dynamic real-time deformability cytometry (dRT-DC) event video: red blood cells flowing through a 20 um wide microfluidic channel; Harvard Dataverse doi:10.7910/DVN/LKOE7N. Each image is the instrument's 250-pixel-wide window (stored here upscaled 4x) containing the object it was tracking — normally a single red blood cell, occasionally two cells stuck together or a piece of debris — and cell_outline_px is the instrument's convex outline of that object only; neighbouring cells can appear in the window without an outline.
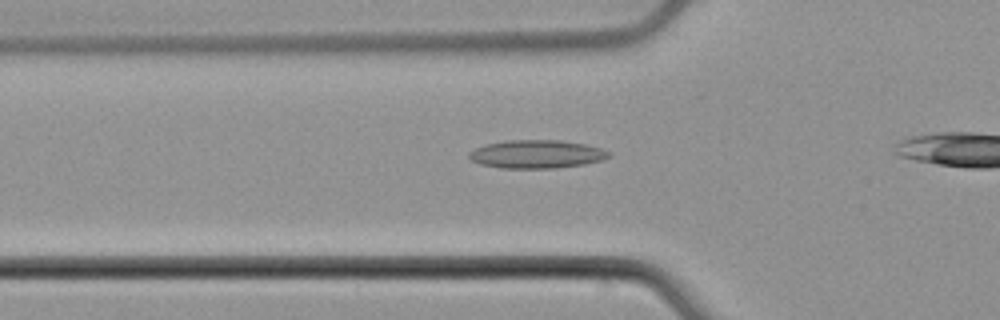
{"species": "common noctule bat (a hibernating species)", "species_latin": "Nyctalus noctula", "temperature_condition": "cold", "stored_images_in_passage": 34, "camera_frame_rate_fps": 3000, "um_per_image_px": 0.085, "animal": {"sex": "male", "body_mass_g": 21.5, "forearm_length_mm": 52.0}, "frame": {"image": 1, "passage_image": 8, "time_ms": 2.333, "image_size_px": [1000, 320], "cell_outline_px": [[612, 156], [604, 160], [584, 164], [556, 168], [500, 168], [480, 164], [472, 160], [468, 156], [468, 152], [484, 144], [504, 140], [560, 140], [584, 144], [600, 148], [612, 152]], "centroid_in_image_um": [45.62, 13.1], "position_along_channel_um": 80.2, "area_um2": 23.24}}
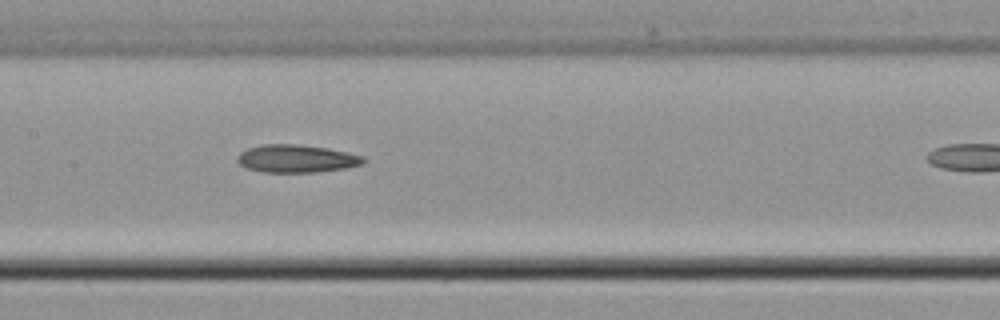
{"frame": {"image": 2, "passage_image": 16, "time_ms": 5.0, "image_size_px": [1000, 320], "cell_outline_px": [[364, 164], [344, 168], [312, 172], [264, 172], [244, 168], [236, 160], [236, 156], [240, 152], [248, 148], [260, 144], [300, 144], [328, 148], [348, 152], [364, 156]], "centroid_in_image_um": [25.16, 13.47], "position_along_channel_um": 182.2, "area_um2": 20.58}}
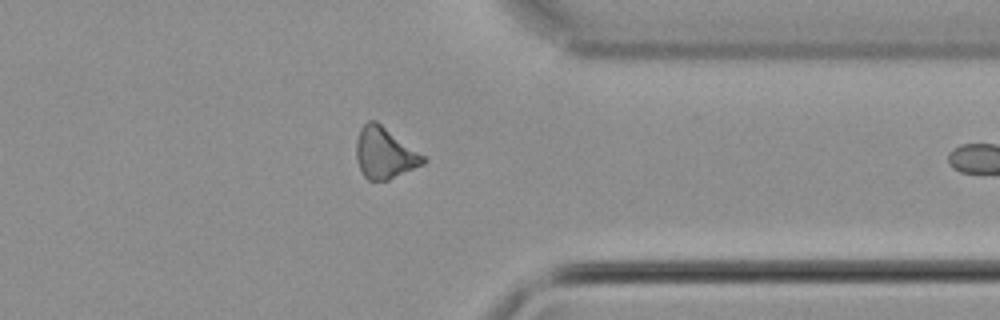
{"frame": {"image": 3, "passage_image": 32, "time_ms": 10.333, "image_size_px": [1000, 320], "cell_outline_px": [[428, 160], [424, 164], [388, 180], [368, 180], [364, 176], [356, 160], [356, 140], [360, 128], [368, 120], [376, 120], [424, 156]], "centroid_in_image_um": [32.67, 13.01], "position_along_channel_um": 378.7, "area_um2": 19.88}}